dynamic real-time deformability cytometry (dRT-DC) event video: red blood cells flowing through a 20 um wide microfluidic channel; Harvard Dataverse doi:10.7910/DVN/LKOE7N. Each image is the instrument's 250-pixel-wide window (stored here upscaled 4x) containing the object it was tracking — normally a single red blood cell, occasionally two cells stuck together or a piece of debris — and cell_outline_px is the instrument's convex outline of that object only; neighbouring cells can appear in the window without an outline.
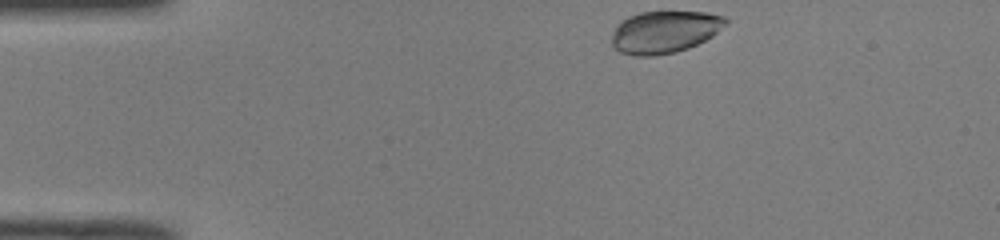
{"species": "common noctule bat (a hibernating species)", "species_latin": "Nyctalus noctula", "temperature_condition": "room temperature", "stored_images_in_passage": 43, "camera_frame_rate_fps": 3000, "um_per_image_px": 0.085, "animal": {"sex": "male", "body_mass_g": 19.0, "forearm_length_mm": 50.8}, "frame": {"image": 1, "passage_image": 1, "time_ms": 0.0, "image_size_px": [1000, 240], "cell_outline_px": [[728, 24], [712, 36], [688, 48], [676, 52], [656, 56], [636, 56], [620, 52], [612, 44], [612, 32], [620, 20], [628, 16], [640, 12], [708, 12], [724, 16], [728, 20]], "centroid_in_image_um": [56.49, 2.71], "position_along_channel_um": 28.5, "area_um2": 28.21}}
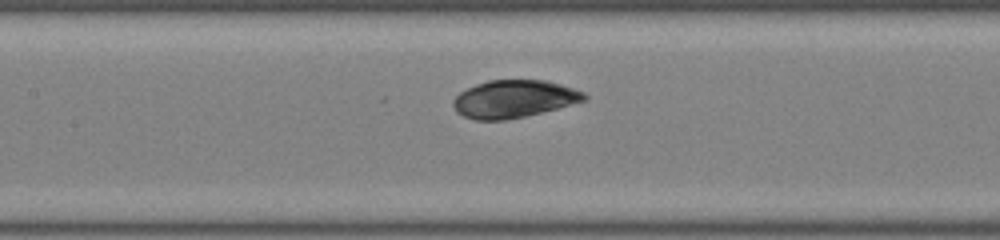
{"frame": {"image": 2, "passage_image": 16, "time_ms": 5.0, "image_size_px": [1000, 240], "cell_outline_px": [[588, 100], [524, 116], [504, 120], [476, 120], [464, 116], [456, 112], [452, 104], [452, 100], [460, 92], [476, 84], [488, 80], [544, 80], [560, 84], [584, 92], [588, 96]], "centroid_in_image_um": [43.67, 8.4], "position_along_channel_um": 163.7, "area_um2": 28.55}}
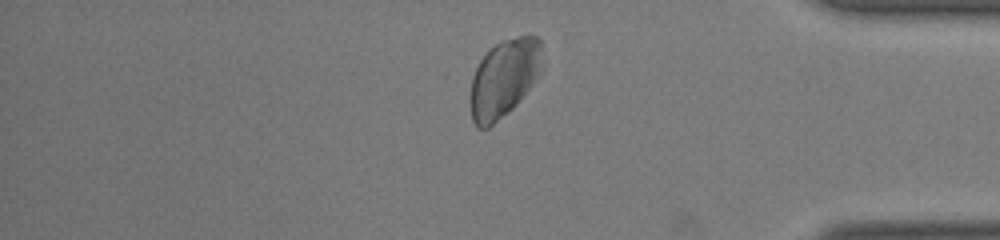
{"frame": {"image": 3, "passage_image": 35, "time_ms": 11.333, "image_size_px": [1000, 240], "cell_outline_px": [[540, 48], [536, 76], [532, 84], [516, 104], [508, 112], [488, 128], [476, 128], [472, 120], [472, 76], [480, 60], [496, 44], [504, 40], [520, 36], [536, 36], [540, 40]], "centroid_in_image_um": [42.79, 6.68], "position_along_channel_um": 392.4, "area_um2": 31.21}}